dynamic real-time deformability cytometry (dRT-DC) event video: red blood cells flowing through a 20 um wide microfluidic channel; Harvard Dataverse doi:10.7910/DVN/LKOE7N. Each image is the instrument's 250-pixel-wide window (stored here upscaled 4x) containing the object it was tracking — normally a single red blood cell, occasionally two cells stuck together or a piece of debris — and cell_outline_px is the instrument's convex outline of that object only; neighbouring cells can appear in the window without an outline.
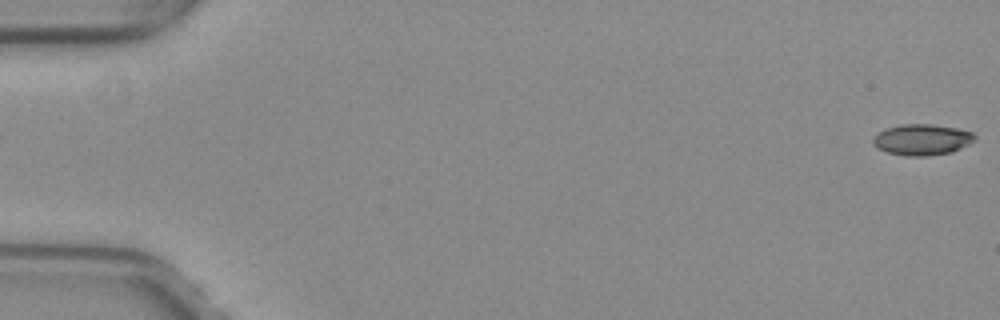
{"species": "common noctule bat (a hibernating species)", "species_latin": "Nyctalus noctula", "temperature_condition": "warm", "stored_images_in_passage": 17, "camera_frame_rate_fps": 3000, "um_per_image_px": 0.085, "animal": {"sex": "female", "body_mass_g": 29.2, "forearm_length_mm": 56.3}, "frame": {"image": 1, "passage_image": 1, "time_ms": 0.0, "image_size_px": [1000, 320], "cell_outline_px": [[976, 140], [952, 152], [928, 156], [908, 156], [888, 152], [872, 144], [872, 140], [884, 128], [900, 124], [932, 124], [956, 128], [972, 132], [976, 136]], "centroid_in_image_um": [78.39, 11.86], "position_along_channel_um": 6.6, "area_um2": 18.32}}
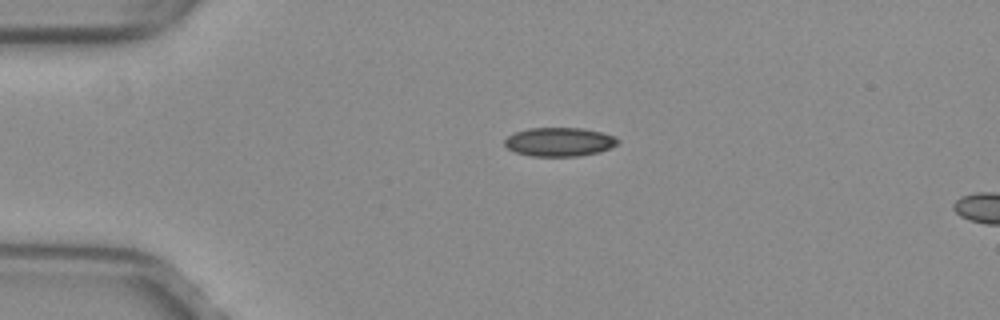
{"frame": {"image": 2, "passage_image": 13, "time_ms": 4.0, "image_size_px": [1000, 320], "cell_outline_px": [[620, 140], [616, 144], [600, 152], [576, 156], [532, 156], [516, 152], [508, 148], [504, 144], [504, 140], [512, 132], [528, 128], [584, 128], [616, 136]], "centroid_in_image_um": [47.53, 12.05], "position_along_channel_um": 37.5, "area_um2": 19.02}}